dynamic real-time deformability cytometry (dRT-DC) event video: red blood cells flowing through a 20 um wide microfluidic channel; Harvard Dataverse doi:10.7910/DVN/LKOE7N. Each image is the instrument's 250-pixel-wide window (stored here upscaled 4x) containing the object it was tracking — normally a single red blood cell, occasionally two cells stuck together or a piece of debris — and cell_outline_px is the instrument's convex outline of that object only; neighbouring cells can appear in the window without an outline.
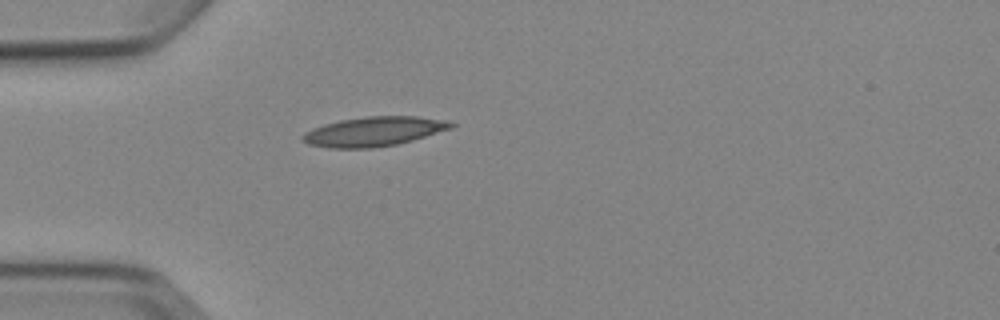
{"species": "Egyptian fruit bat (a non-hibernating species)", "species_latin": "Rousettus aegyptiacus", "temperature_condition": "cold", "stored_images_in_passage": 1, "camera_frame_rate_fps": 3000, "um_per_image_px": 0.085, "animal": {"sex": "female"}, "frame": {"image": 1, "passage_image": 1, "time_ms": 0.0, "image_size_px": [1000, 320], "cell_outline_px": [[456, 124], [452, 128], [412, 140], [396, 144], [372, 148], [328, 148], [308, 144], [300, 140], [300, 136], [304, 132], [312, 128], [324, 124], [340, 120], [368, 116], [416, 116], [448, 120]], "centroid_in_image_um": [31.74, 11.17], "position_along_channel_um": 53.3, "area_um2": 25.61}}